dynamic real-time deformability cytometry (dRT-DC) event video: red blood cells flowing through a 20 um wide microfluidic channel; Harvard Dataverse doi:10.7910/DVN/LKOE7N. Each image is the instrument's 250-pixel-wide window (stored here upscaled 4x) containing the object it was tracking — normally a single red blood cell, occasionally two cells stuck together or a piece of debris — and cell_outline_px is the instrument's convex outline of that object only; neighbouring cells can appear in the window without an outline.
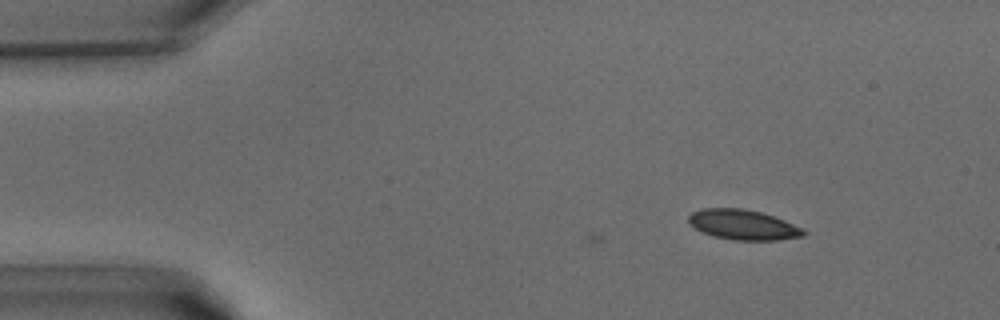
{"species": "common noctule bat (a hibernating species)", "species_latin": "Nyctalus noctula", "temperature_condition": "warm", "stored_images_in_passage": 7, "camera_frame_rate_fps": 3000, "um_per_image_px": 0.085, "animal": {"sex": "male", "body_mass_g": 15.6}, "frame": {"image": 1, "passage_image": 1, "time_ms": 0.0, "image_size_px": [1000, 320], "cell_outline_px": [[808, 232], [804, 236], [776, 240], [736, 240], [712, 236], [696, 228], [688, 220], [688, 216], [692, 212], [700, 208], [744, 208], [760, 212], [784, 220]], "centroid_in_image_um": [63.15, 19.1], "position_along_channel_um": 21.8, "area_um2": 19.94}}